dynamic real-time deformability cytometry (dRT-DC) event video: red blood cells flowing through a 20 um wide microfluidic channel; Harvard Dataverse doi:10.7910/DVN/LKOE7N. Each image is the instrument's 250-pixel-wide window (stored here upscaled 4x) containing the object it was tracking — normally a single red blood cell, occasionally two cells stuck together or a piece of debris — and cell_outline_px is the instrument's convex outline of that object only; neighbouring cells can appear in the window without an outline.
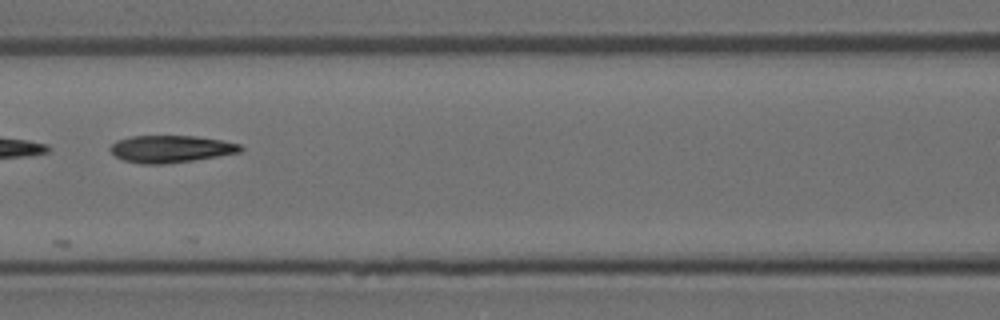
{"species": "Egyptian fruit bat (a non-hibernating species)", "species_latin": "Rousettus aegyptiacus", "temperature_condition": "room temperature", "stored_images_in_passage": 9, "camera_frame_rate_fps": 3000, "um_per_image_px": 0.085, "animal": {"sex": "female"}, "frame": {"image": 1, "passage_image": 6, "time_ms": 1.667, "image_size_px": [1000, 320], "cell_outline_px": [[244, 148], [240, 152], [192, 160], [164, 164], [140, 164], [124, 160], [116, 156], [108, 148], [116, 140], [132, 136], [196, 136], [220, 140], [240, 144]], "centroid_in_image_um": [14.49, 12.65], "position_along_channel_um": 152.1, "area_um2": 20.46}}
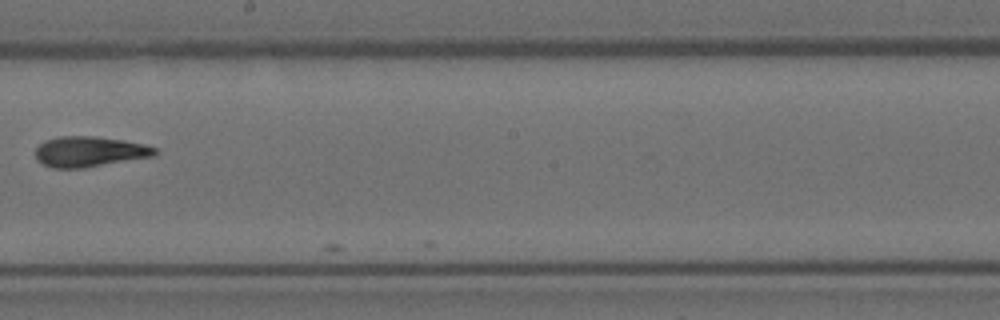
{"frame": {"image": 2, "passage_image": 8, "time_ms": 2.333, "image_size_px": [1000, 320], "cell_outline_px": [[156, 156], [84, 168], [52, 168], [36, 160], [36, 148], [44, 140], [60, 136], [96, 136], [124, 140], [144, 144], [156, 148]], "centroid_in_image_um": [7.61, 12.89], "position_along_channel_um": 240.6, "area_um2": 21.33}}